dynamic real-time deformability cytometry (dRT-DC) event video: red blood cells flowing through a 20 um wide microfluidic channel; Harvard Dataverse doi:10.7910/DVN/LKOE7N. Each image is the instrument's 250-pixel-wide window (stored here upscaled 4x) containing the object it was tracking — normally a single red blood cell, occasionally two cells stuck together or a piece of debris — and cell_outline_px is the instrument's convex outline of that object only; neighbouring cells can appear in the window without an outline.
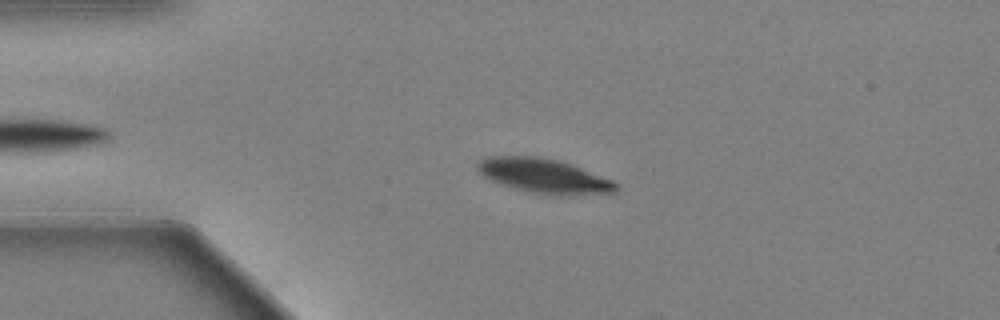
{"species": "Egyptian fruit bat (a non-hibernating species)", "species_latin": "Rousettus aegyptiacus", "temperature_condition": "warm", "stored_images_in_passage": 52, "camera_frame_rate_fps": 3000, "um_per_image_px": 0.085, "animal": {"sex": "female"}, "frame": {"image": 1, "passage_image": 13, "time_ms": 4.0, "image_size_px": [1000, 320], "cell_outline_px": [[620, 188], [616, 192], [568, 196], [544, 196], [524, 192], [500, 184], [484, 176], [476, 168], [476, 160], [488, 156], [536, 156], [560, 160], [612, 180], [620, 184]], "centroid_in_image_um": [46.24, 14.98], "position_along_channel_um": 38.8, "area_um2": 28.55}}
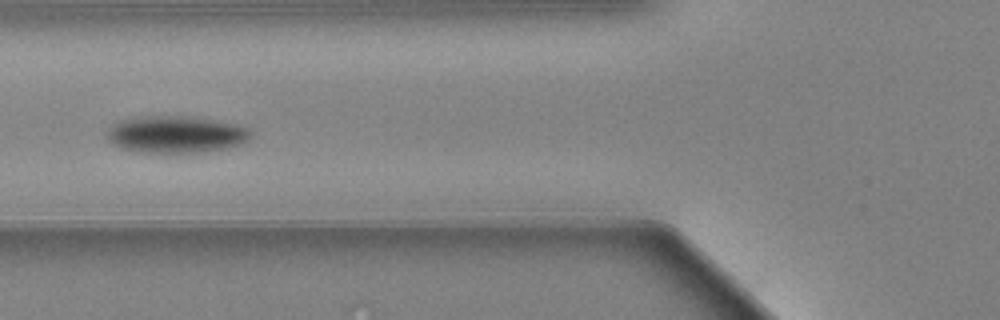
{"frame": {"image": 2, "passage_image": 22, "time_ms": 7.0, "image_size_px": [1000, 320], "cell_outline_px": [[252, 132], [248, 140], [240, 144], [224, 148], [204, 152], [168, 156], [140, 152], [120, 148], [112, 144], [104, 136], [108, 128], [112, 124], [120, 120], [144, 116], [184, 116], [212, 120], [236, 124], [248, 128]], "centroid_in_image_um": [14.88, 11.47], "position_along_channel_um": 110.9, "area_um2": 31.91}}
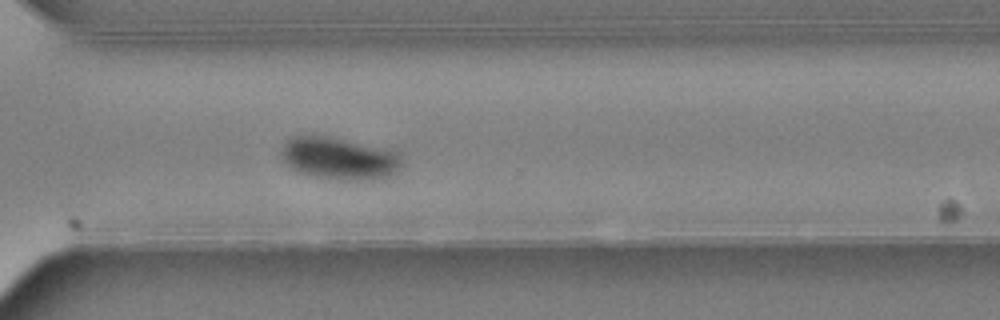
{"frame": {"image": 3, "passage_image": 42, "time_ms": 13.667, "image_size_px": [1000, 320], "cell_outline_px": [[404, 164], [396, 172], [388, 176], [368, 180], [336, 180], [308, 176], [292, 168], [284, 160], [280, 152], [280, 148], [292, 136], [304, 132], [312, 132], [396, 152], [404, 160]], "centroid_in_image_um": [28.77, 13.44], "position_along_channel_um": 341.8, "area_um2": 30.23}, "authors_computed_cell_mechanics": {"area_um2": 29.189, "velocity_mm_per_s": 3.4678, "shape_relaxation_time_tau1_ms": 2.8603, "shape_relaxation_time_tau2_ms": null, "deformation_change_tau1": 0.1496, "deformation_change_tau2": null}}